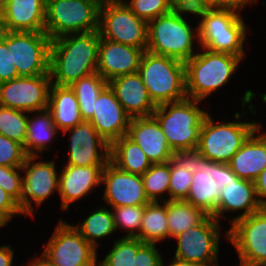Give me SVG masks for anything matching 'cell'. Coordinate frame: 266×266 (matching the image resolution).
I'll use <instances>...</instances> for the list:
<instances>
[{
    "label": "cell",
    "instance_id": "obj_1",
    "mask_svg": "<svg viewBox=\"0 0 266 266\" xmlns=\"http://www.w3.org/2000/svg\"><path fill=\"white\" fill-rule=\"evenodd\" d=\"M99 43L98 30L67 34L51 40L49 63L51 83L70 86L80 78L97 72Z\"/></svg>",
    "mask_w": 266,
    "mask_h": 266
},
{
    "label": "cell",
    "instance_id": "obj_2",
    "mask_svg": "<svg viewBox=\"0 0 266 266\" xmlns=\"http://www.w3.org/2000/svg\"><path fill=\"white\" fill-rule=\"evenodd\" d=\"M171 160L179 168L193 173L190 190L184 201L215 218L222 189L231 180L240 178L227 163L208 160L197 149L174 152Z\"/></svg>",
    "mask_w": 266,
    "mask_h": 266
},
{
    "label": "cell",
    "instance_id": "obj_3",
    "mask_svg": "<svg viewBox=\"0 0 266 266\" xmlns=\"http://www.w3.org/2000/svg\"><path fill=\"white\" fill-rule=\"evenodd\" d=\"M200 102L185 98L156 107L153 116L159 122L173 152L197 149L200 128L208 114L198 106Z\"/></svg>",
    "mask_w": 266,
    "mask_h": 266
},
{
    "label": "cell",
    "instance_id": "obj_4",
    "mask_svg": "<svg viewBox=\"0 0 266 266\" xmlns=\"http://www.w3.org/2000/svg\"><path fill=\"white\" fill-rule=\"evenodd\" d=\"M185 62L187 98L204 100L226 85L243 58L208 49ZM205 50V51H204Z\"/></svg>",
    "mask_w": 266,
    "mask_h": 266
},
{
    "label": "cell",
    "instance_id": "obj_5",
    "mask_svg": "<svg viewBox=\"0 0 266 266\" xmlns=\"http://www.w3.org/2000/svg\"><path fill=\"white\" fill-rule=\"evenodd\" d=\"M137 73L156 106L187 98L184 62L146 50Z\"/></svg>",
    "mask_w": 266,
    "mask_h": 266
},
{
    "label": "cell",
    "instance_id": "obj_6",
    "mask_svg": "<svg viewBox=\"0 0 266 266\" xmlns=\"http://www.w3.org/2000/svg\"><path fill=\"white\" fill-rule=\"evenodd\" d=\"M234 8L213 7L198 23V43L204 49L244 57L245 21Z\"/></svg>",
    "mask_w": 266,
    "mask_h": 266
},
{
    "label": "cell",
    "instance_id": "obj_7",
    "mask_svg": "<svg viewBox=\"0 0 266 266\" xmlns=\"http://www.w3.org/2000/svg\"><path fill=\"white\" fill-rule=\"evenodd\" d=\"M196 28L173 11L161 15L148 22L146 50L185 63L196 54L194 41L199 39L198 26Z\"/></svg>",
    "mask_w": 266,
    "mask_h": 266
},
{
    "label": "cell",
    "instance_id": "obj_8",
    "mask_svg": "<svg viewBox=\"0 0 266 266\" xmlns=\"http://www.w3.org/2000/svg\"><path fill=\"white\" fill-rule=\"evenodd\" d=\"M100 0H46L44 32L51 40L99 29Z\"/></svg>",
    "mask_w": 266,
    "mask_h": 266
},
{
    "label": "cell",
    "instance_id": "obj_9",
    "mask_svg": "<svg viewBox=\"0 0 266 266\" xmlns=\"http://www.w3.org/2000/svg\"><path fill=\"white\" fill-rule=\"evenodd\" d=\"M242 114V115H241ZM236 112L235 122L215 124L208 113L201 125L197 150L208 160L228 163L242 144L254 132V121L242 122L245 112ZM237 120H240L237 122Z\"/></svg>",
    "mask_w": 266,
    "mask_h": 266
},
{
    "label": "cell",
    "instance_id": "obj_10",
    "mask_svg": "<svg viewBox=\"0 0 266 266\" xmlns=\"http://www.w3.org/2000/svg\"><path fill=\"white\" fill-rule=\"evenodd\" d=\"M98 31L103 39L146 51L148 22L133 13L124 0L101 3Z\"/></svg>",
    "mask_w": 266,
    "mask_h": 266
},
{
    "label": "cell",
    "instance_id": "obj_11",
    "mask_svg": "<svg viewBox=\"0 0 266 266\" xmlns=\"http://www.w3.org/2000/svg\"><path fill=\"white\" fill-rule=\"evenodd\" d=\"M3 42L12 54L19 76L50 74L51 39L45 32L7 31Z\"/></svg>",
    "mask_w": 266,
    "mask_h": 266
},
{
    "label": "cell",
    "instance_id": "obj_12",
    "mask_svg": "<svg viewBox=\"0 0 266 266\" xmlns=\"http://www.w3.org/2000/svg\"><path fill=\"white\" fill-rule=\"evenodd\" d=\"M41 255L56 266H98L97 249L63 220L57 224Z\"/></svg>",
    "mask_w": 266,
    "mask_h": 266
},
{
    "label": "cell",
    "instance_id": "obj_13",
    "mask_svg": "<svg viewBox=\"0 0 266 266\" xmlns=\"http://www.w3.org/2000/svg\"><path fill=\"white\" fill-rule=\"evenodd\" d=\"M220 224L207 216L200 224L174 237L178 246L174 257L201 266H219Z\"/></svg>",
    "mask_w": 266,
    "mask_h": 266
},
{
    "label": "cell",
    "instance_id": "obj_14",
    "mask_svg": "<svg viewBox=\"0 0 266 266\" xmlns=\"http://www.w3.org/2000/svg\"><path fill=\"white\" fill-rule=\"evenodd\" d=\"M238 252L239 266H257L266 261V209L237 219L226 231Z\"/></svg>",
    "mask_w": 266,
    "mask_h": 266
},
{
    "label": "cell",
    "instance_id": "obj_15",
    "mask_svg": "<svg viewBox=\"0 0 266 266\" xmlns=\"http://www.w3.org/2000/svg\"><path fill=\"white\" fill-rule=\"evenodd\" d=\"M38 157L28 156L21 167L25 175L22 176L16 203L24 215H33L32 201L36 206L41 205L55 190L59 191V174L56 172L54 161L35 162Z\"/></svg>",
    "mask_w": 266,
    "mask_h": 266
},
{
    "label": "cell",
    "instance_id": "obj_16",
    "mask_svg": "<svg viewBox=\"0 0 266 266\" xmlns=\"http://www.w3.org/2000/svg\"><path fill=\"white\" fill-rule=\"evenodd\" d=\"M50 74L20 76L0 83V105L36 113L48 107Z\"/></svg>",
    "mask_w": 266,
    "mask_h": 266
},
{
    "label": "cell",
    "instance_id": "obj_17",
    "mask_svg": "<svg viewBox=\"0 0 266 266\" xmlns=\"http://www.w3.org/2000/svg\"><path fill=\"white\" fill-rule=\"evenodd\" d=\"M70 131L68 162L73 166H106L110 161V144L89 121L63 131Z\"/></svg>",
    "mask_w": 266,
    "mask_h": 266
},
{
    "label": "cell",
    "instance_id": "obj_18",
    "mask_svg": "<svg viewBox=\"0 0 266 266\" xmlns=\"http://www.w3.org/2000/svg\"><path fill=\"white\" fill-rule=\"evenodd\" d=\"M101 183L105 184L104 201L112 208L147 205L141 175L119 169L111 161L103 168Z\"/></svg>",
    "mask_w": 266,
    "mask_h": 266
},
{
    "label": "cell",
    "instance_id": "obj_19",
    "mask_svg": "<svg viewBox=\"0 0 266 266\" xmlns=\"http://www.w3.org/2000/svg\"><path fill=\"white\" fill-rule=\"evenodd\" d=\"M131 117L117 100L109 84L101 91L94 105V114L89 122L97 132L111 145L125 136Z\"/></svg>",
    "mask_w": 266,
    "mask_h": 266
},
{
    "label": "cell",
    "instance_id": "obj_20",
    "mask_svg": "<svg viewBox=\"0 0 266 266\" xmlns=\"http://www.w3.org/2000/svg\"><path fill=\"white\" fill-rule=\"evenodd\" d=\"M126 136L139 145L152 164L166 163L174 154L153 115L131 118Z\"/></svg>",
    "mask_w": 266,
    "mask_h": 266
},
{
    "label": "cell",
    "instance_id": "obj_21",
    "mask_svg": "<svg viewBox=\"0 0 266 266\" xmlns=\"http://www.w3.org/2000/svg\"><path fill=\"white\" fill-rule=\"evenodd\" d=\"M141 48L116 43L100 37L97 72L106 80L138 72Z\"/></svg>",
    "mask_w": 266,
    "mask_h": 266
},
{
    "label": "cell",
    "instance_id": "obj_22",
    "mask_svg": "<svg viewBox=\"0 0 266 266\" xmlns=\"http://www.w3.org/2000/svg\"><path fill=\"white\" fill-rule=\"evenodd\" d=\"M108 84L131 118L153 115L157 106L151 100L138 73L117 76L111 79Z\"/></svg>",
    "mask_w": 266,
    "mask_h": 266
},
{
    "label": "cell",
    "instance_id": "obj_23",
    "mask_svg": "<svg viewBox=\"0 0 266 266\" xmlns=\"http://www.w3.org/2000/svg\"><path fill=\"white\" fill-rule=\"evenodd\" d=\"M105 166H73L65 165L59 173V194L61 207L68 210L74 201L91 193L98 185H102V171Z\"/></svg>",
    "mask_w": 266,
    "mask_h": 266
},
{
    "label": "cell",
    "instance_id": "obj_24",
    "mask_svg": "<svg viewBox=\"0 0 266 266\" xmlns=\"http://www.w3.org/2000/svg\"><path fill=\"white\" fill-rule=\"evenodd\" d=\"M262 207L259 204L255 182L239 179L231 180L221 191L220 200L218 202L215 219H227L222 214L224 212H236L244 210L239 216L230 220L231 225L240 218H245L252 213L258 212Z\"/></svg>",
    "mask_w": 266,
    "mask_h": 266
},
{
    "label": "cell",
    "instance_id": "obj_25",
    "mask_svg": "<svg viewBox=\"0 0 266 266\" xmlns=\"http://www.w3.org/2000/svg\"><path fill=\"white\" fill-rule=\"evenodd\" d=\"M46 0H8L0 17L7 31L44 32Z\"/></svg>",
    "mask_w": 266,
    "mask_h": 266
},
{
    "label": "cell",
    "instance_id": "obj_26",
    "mask_svg": "<svg viewBox=\"0 0 266 266\" xmlns=\"http://www.w3.org/2000/svg\"><path fill=\"white\" fill-rule=\"evenodd\" d=\"M260 127L254 121V132L227 163L240 179L255 182L266 168V142L256 135L261 130Z\"/></svg>",
    "mask_w": 266,
    "mask_h": 266
},
{
    "label": "cell",
    "instance_id": "obj_27",
    "mask_svg": "<svg viewBox=\"0 0 266 266\" xmlns=\"http://www.w3.org/2000/svg\"><path fill=\"white\" fill-rule=\"evenodd\" d=\"M47 109L59 131L77 126L83 121L77 97L69 86L51 83Z\"/></svg>",
    "mask_w": 266,
    "mask_h": 266
},
{
    "label": "cell",
    "instance_id": "obj_28",
    "mask_svg": "<svg viewBox=\"0 0 266 266\" xmlns=\"http://www.w3.org/2000/svg\"><path fill=\"white\" fill-rule=\"evenodd\" d=\"M110 161L119 169L143 175L152 165L144 151L126 135L110 145Z\"/></svg>",
    "mask_w": 266,
    "mask_h": 266
},
{
    "label": "cell",
    "instance_id": "obj_29",
    "mask_svg": "<svg viewBox=\"0 0 266 266\" xmlns=\"http://www.w3.org/2000/svg\"><path fill=\"white\" fill-rule=\"evenodd\" d=\"M37 113V117L28 116L27 120V133L23 147L28 156H39L46 149L48 150L50 147H47V144L51 143L58 132L47 108Z\"/></svg>",
    "mask_w": 266,
    "mask_h": 266
},
{
    "label": "cell",
    "instance_id": "obj_30",
    "mask_svg": "<svg viewBox=\"0 0 266 266\" xmlns=\"http://www.w3.org/2000/svg\"><path fill=\"white\" fill-rule=\"evenodd\" d=\"M169 238L166 201L161 205L159 202H149L145 205L142 217V225L137 239L143 243L156 244Z\"/></svg>",
    "mask_w": 266,
    "mask_h": 266
},
{
    "label": "cell",
    "instance_id": "obj_31",
    "mask_svg": "<svg viewBox=\"0 0 266 266\" xmlns=\"http://www.w3.org/2000/svg\"><path fill=\"white\" fill-rule=\"evenodd\" d=\"M169 237L200 224L208 215L184 200H166Z\"/></svg>",
    "mask_w": 266,
    "mask_h": 266
},
{
    "label": "cell",
    "instance_id": "obj_32",
    "mask_svg": "<svg viewBox=\"0 0 266 266\" xmlns=\"http://www.w3.org/2000/svg\"><path fill=\"white\" fill-rule=\"evenodd\" d=\"M107 85L108 81L95 72L80 78L69 86L77 97L83 121H89L92 118L95 102Z\"/></svg>",
    "mask_w": 266,
    "mask_h": 266
},
{
    "label": "cell",
    "instance_id": "obj_33",
    "mask_svg": "<svg viewBox=\"0 0 266 266\" xmlns=\"http://www.w3.org/2000/svg\"><path fill=\"white\" fill-rule=\"evenodd\" d=\"M73 226L95 249L98 246L97 239L116 232L113 212L105 206L91 213L80 225Z\"/></svg>",
    "mask_w": 266,
    "mask_h": 266
},
{
    "label": "cell",
    "instance_id": "obj_34",
    "mask_svg": "<svg viewBox=\"0 0 266 266\" xmlns=\"http://www.w3.org/2000/svg\"><path fill=\"white\" fill-rule=\"evenodd\" d=\"M146 197L150 202L166 201L162 196L169 193L170 184V161L166 163L152 164L150 168L141 175ZM161 196V197H160Z\"/></svg>",
    "mask_w": 266,
    "mask_h": 266
},
{
    "label": "cell",
    "instance_id": "obj_35",
    "mask_svg": "<svg viewBox=\"0 0 266 266\" xmlns=\"http://www.w3.org/2000/svg\"><path fill=\"white\" fill-rule=\"evenodd\" d=\"M28 112L0 105V134L24 145Z\"/></svg>",
    "mask_w": 266,
    "mask_h": 266
},
{
    "label": "cell",
    "instance_id": "obj_36",
    "mask_svg": "<svg viewBox=\"0 0 266 266\" xmlns=\"http://www.w3.org/2000/svg\"><path fill=\"white\" fill-rule=\"evenodd\" d=\"M143 244L137 238H119L115 240L113 248L98 266H132L133 254H136Z\"/></svg>",
    "mask_w": 266,
    "mask_h": 266
},
{
    "label": "cell",
    "instance_id": "obj_37",
    "mask_svg": "<svg viewBox=\"0 0 266 266\" xmlns=\"http://www.w3.org/2000/svg\"><path fill=\"white\" fill-rule=\"evenodd\" d=\"M144 209L145 205L113 207L116 231L119 227L125 228L128 233L124 237L136 238L142 225Z\"/></svg>",
    "mask_w": 266,
    "mask_h": 266
},
{
    "label": "cell",
    "instance_id": "obj_38",
    "mask_svg": "<svg viewBox=\"0 0 266 266\" xmlns=\"http://www.w3.org/2000/svg\"><path fill=\"white\" fill-rule=\"evenodd\" d=\"M124 3L139 18L149 22L172 11L169 0H127Z\"/></svg>",
    "mask_w": 266,
    "mask_h": 266
},
{
    "label": "cell",
    "instance_id": "obj_39",
    "mask_svg": "<svg viewBox=\"0 0 266 266\" xmlns=\"http://www.w3.org/2000/svg\"><path fill=\"white\" fill-rule=\"evenodd\" d=\"M193 173L179 168L170 160V184L167 200H185L188 196Z\"/></svg>",
    "mask_w": 266,
    "mask_h": 266
},
{
    "label": "cell",
    "instance_id": "obj_40",
    "mask_svg": "<svg viewBox=\"0 0 266 266\" xmlns=\"http://www.w3.org/2000/svg\"><path fill=\"white\" fill-rule=\"evenodd\" d=\"M27 157L23 144L0 134V166L22 167Z\"/></svg>",
    "mask_w": 266,
    "mask_h": 266
},
{
    "label": "cell",
    "instance_id": "obj_41",
    "mask_svg": "<svg viewBox=\"0 0 266 266\" xmlns=\"http://www.w3.org/2000/svg\"><path fill=\"white\" fill-rule=\"evenodd\" d=\"M21 167L0 166V187L10 194L15 200L20 194L22 176Z\"/></svg>",
    "mask_w": 266,
    "mask_h": 266
},
{
    "label": "cell",
    "instance_id": "obj_42",
    "mask_svg": "<svg viewBox=\"0 0 266 266\" xmlns=\"http://www.w3.org/2000/svg\"><path fill=\"white\" fill-rule=\"evenodd\" d=\"M213 8L208 0H177L172 4V11L183 17L184 13L195 14L201 19Z\"/></svg>",
    "mask_w": 266,
    "mask_h": 266
},
{
    "label": "cell",
    "instance_id": "obj_43",
    "mask_svg": "<svg viewBox=\"0 0 266 266\" xmlns=\"http://www.w3.org/2000/svg\"><path fill=\"white\" fill-rule=\"evenodd\" d=\"M155 244L144 243L136 254H133L132 266H159L162 256Z\"/></svg>",
    "mask_w": 266,
    "mask_h": 266
},
{
    "label": "cell",
    "instance_id": "obj_44",
    "mask_svg": "<svg viewBox=\"0 0 266 266\" xmlns=\"http://www.w3.org/2000/svg\"><path fill=\"white\" fill-rule=\"evenodd\" d=\"M20 77L7 45L0 43V83Z\"/></svg>",
    "mask_w": 266,
    "mask_h": 266
},
{
    "label": "cell",
    "instance_id": "obj_45",
    "mask_svg": "<svg viewBox=\"0 0 266 266\" xmlns=\"http://www.w3.org/2000/svg\"><path fill=\"white\" fill-rule=\"evenodd\" d=\"M24 215L16 200L0 187V222L5 226L15 215Z\"/></svg>",
    "mask_w": 266,
    "mask_h": 266
},
{
    "label": "cell",
    "instance_id": "obj_46",
    "mask_svg": "<svg viewBox=\"0 0 266 266\" xmlns=\"http://www.w3.org/2000/svg\"><path fill=\"white\" fill-rule=\"evenodd\" d=\"M256 194L262 209H266V168L255 180Z\"/></svg>",
    "mask_w": 266,
    "mask_h": 266
},
{
    "label": "cell",
    "instance_id": "obj_47",
    "mask_svg": "<svg viewBox=\"0 0 266 266\" xmlns=\"http://www.w3.org/2000/svg\"><path fill=\"white\" fill-rule=\"evenodd\" d=\"M14 251L9 245L0 247V266H12Z\"/></svg>",
    "mask_w": 266,
    "mask_h": 266
},
{
    "label": "cell",
    "instance_id": "obj_48",
    "mask_svg": "<svg viewBox=\"0 0 266 266\" xmlns=\"http://www.w3.org/2000/svg\"><path fill=\"white\" fill-rule=\"evenodd\" d=\"M256 3V0H222V7L234 8L241 11L247 4Z\"/></svg>",
    "mask_w": 266,
    "mask_h": 266
},
{
    "label": "cell",
    "instance_id": "obj_49",
    "mask_svg": "<svg viewBox=\"0 0 266 266\" xmlns=\"http://www.w3.org/2000/svg\"><path fill=\"white\" fill-rule=\"evenodd\" d=\"M159 266H164L163 265V258L161 259L160 265ZM168 266H201L197 263H193V262H188V261H183L177 258H173L172 262H170V264Z\"/></svg>",
    "mask_w": 266,
    "mask_h": 266
},
{
    "label": "cell",
    "instance_id": "obj_50",
    "mask_svg": "<svg viewBox=\"0 0 266 266\" xmlns=\"http://www.w3.org/2000/svg\"><path fill=\"white\" fill-rule=\"evenodd\" d=\"M29 266H56L53 263H51L44 255H42L39 258H33V261L31 263L29 262Z\"/></svg>",
    "mask_w": 266,
    "mask_h": 266
},
{
    "label": "cell",
    "instance_id": "obj_51",
    "mask_svg": "<svg viewBox=\"0 0 266 266\" xmlns=\"http://www.w3.org/2000/svg\"><path fill=\"white\" fill-rule=\"evenodd\" d=\"M6 32H7L6 27L3 23V20L0 17V43L3 41V38L6 35Z\"/></svg>",
    "mask_w": 266,
    "mask_h": 266
},
{
    "label": "cell",
    "instance_id": "obj_52",
    "mask_svg": "<svg viewBox=\"0 0 266 266\" xmlns=\"http://www.w3.org/2000/svg\"><path fill=\"white\" fill-rule=\"evenodd\" d=\"M213 7H222V0H208Z\"/></svg>",
    "mask_w": 266,
    "mask_h": 266
},
{
    "label": "cell",
    "instance_id": "obj_53",
    "mask_svg": "<svg viewBox=\"0 0 266 266\" xmlns=\"http://www.w3.org/2000/svg\"><path fill=\"white\" fill-rule=\"evenodd\" d=\"M7 2L8 0H0V12L3 10Z\"/></svg>",
    "mask_w": 266,
    "mask_h": 266
},
{
    "label": "cell",
    "instance_id": "obj_54",
    "mask_svg": "<svg viewBox=\"0 0 266 266\" xmlns=\"http://www.w3.org/2000/svg\"><path fill=\"white\" fill-rule=\"evenodd\" d=\"M258 136L266 142V133L258 134Z\"/></svg>",
    "mask_w": 266,
    "mask_h": 266
},
{
    "label": "cell",
    "instance_id": "obj_55",
    "mask_svg": "<svg viewBox=\"0 0 266 266\" xmlns=\"http://www.w3.org/2000/svg\"><path fill=\"white\" fill-rule=\"evenodd\" d=\"M257 266H266V261H264V262L258 264Z\"/></svg>",
    "mask_w": 266,
    "mask_h": 266
},
{
    "label": "cell",
    "instance_id": "obj_56",
    "mask_svg": "<svg viewBox=\"0 0 266 266\" xmlns=\"http://www.w3.org/2000/svg\"><path fill=\"white\" fill-rule=\"evenodd\" d=\"M177 0H169L171 4L175 3Z\"/></svg>",
    "mask_w": 266,
    "mask_h": 266
},
{
    "label": "cell",
    "instance_id": "obj_57",
    "mask_svg": "<svg viewBox=\"0 0 266 266\" xmlns=\"http://www.w3.org/2000/svg\"><path fill=\"white\" fill-rule=\"evenodd\" d=\"M3 226H4V225L0 222V228H3Z\"/></svg>",
    "mask_w": 266,
    "mask_h": 266
}]
</instances>
